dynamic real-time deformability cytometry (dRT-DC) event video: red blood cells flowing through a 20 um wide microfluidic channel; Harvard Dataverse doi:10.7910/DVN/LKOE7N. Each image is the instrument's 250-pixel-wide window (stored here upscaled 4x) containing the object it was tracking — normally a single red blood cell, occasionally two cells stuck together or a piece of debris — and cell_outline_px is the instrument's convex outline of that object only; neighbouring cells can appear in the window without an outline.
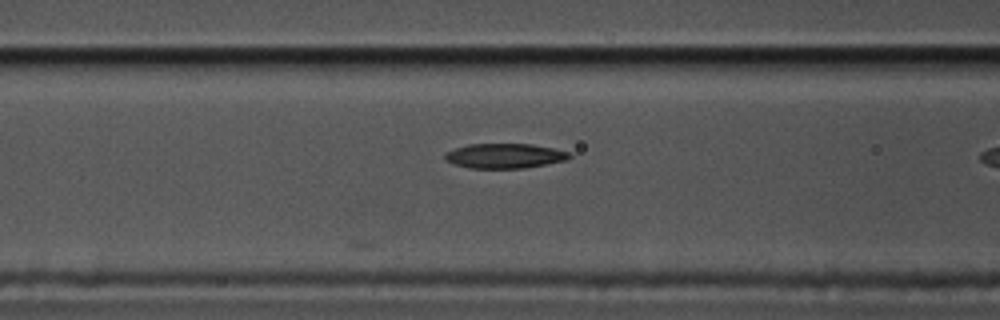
{"species": "common noctule bat (a hibernating species)", "species_latin": "Nyctalus noctula", "temperature_condition": "cold", "stored_images_in_passage": 8, "camera_frame_rate_fps": 3000, "um_per_image_px": 0.085, "animal": {"sex": "male", "body_mass_g": 17.5, "forearm_length_mm": 52.3}, "frame": {"image": 1, "passage_image": 8, "time_ms": 2.333, "image_size_px": [1000, 320], "cell_outline_px": [[572, 156], [568, 160], [524, 168], [472, 168], [456, 164], [444, 160], [444, 152], [468, 144], [532, 144], [572, 152]], "centroid_in_image_um": [42.93, 13.24], "position_along_channel_um": 123.7, "area_um2": 18.03}}